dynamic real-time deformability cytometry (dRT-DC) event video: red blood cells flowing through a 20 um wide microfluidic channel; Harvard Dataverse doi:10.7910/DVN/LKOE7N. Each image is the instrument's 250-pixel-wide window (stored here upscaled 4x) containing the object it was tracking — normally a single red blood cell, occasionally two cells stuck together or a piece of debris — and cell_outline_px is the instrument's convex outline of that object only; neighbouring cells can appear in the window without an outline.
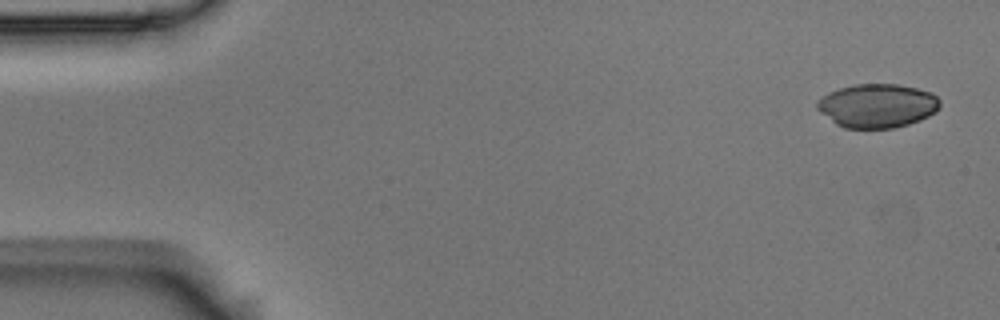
{"species": "Egyptian fruit bat (a non-hibernating species)", "species_latin": "Rousettus aegyptiacus", "temperature_condition": "room temperature", "stored_images_in_passage": 5, "segment_of_instrument_passage": [1, 2], "camera_frame_rate_fps": 3000, "um_per_image_px": 0.085, "animal": {"sex": "male"}, "frame": {"image": 1, "passage_image": 1, "time_ms": 0.0, "image_size_px": [1000, 320], "cell_outline_px": [[940, 108], [936, 112], [920, 120], [908, 124], [892, 128], [844, 128], [836, 124], [820, 112], [816, 108], [816, 100], [828, 92], [852, 84], [896, 84], [916, 88], [932, 92], [940, 100]], "centroid_in_image_um": [74.56, 8.98], "position_along_channel_um": 10.4, "area_um2": 31.56}}
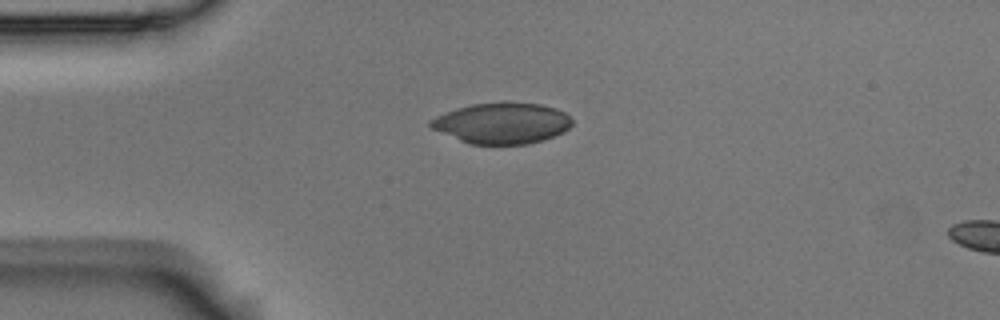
{"frame": {"image": 2, "passage_image": 4, "time_ms": 1.0, "image_size_px": [1000, 320], "cell_outline_px": [[572, 124], [564, 132], [544, 140], [528, 144], [468, 144], [432, 128], [428, 124], [428, 120], [436, 116], [456, 108], [472, 104], [504, 100], [540, 104], [556, 108], [564, 112], [572, 120]], "centroid_in_image_um": [42.67, 10.45], "position_along_channel_um": 42.3, "area_um2": 34.22}}